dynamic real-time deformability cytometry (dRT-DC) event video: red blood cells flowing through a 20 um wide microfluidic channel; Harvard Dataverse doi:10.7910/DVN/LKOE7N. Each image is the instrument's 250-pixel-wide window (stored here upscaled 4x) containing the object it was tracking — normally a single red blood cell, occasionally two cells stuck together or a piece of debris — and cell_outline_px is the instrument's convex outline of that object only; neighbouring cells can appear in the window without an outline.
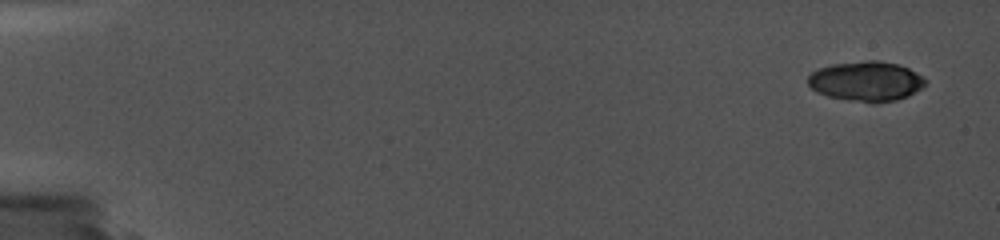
{"species": "common noctule bat (a hibernating species)", "species_latin": "Nyctalus noctula", "temperature_condition": "cold", "stored_images_in_passage": 5, "camera_frame_rate_fps": 5000, "um_per_image_px": 0.085, "animal": {"sex": "female", "body_mass_g": 19.0, "forearm_length_mm": 56.7}, "frame": {"image": 1, "passage_image": 1, "time_ms": 0.0, "image_size_px": [1000, 240], "cell_outline_px": [[928, 80], [920, 88], [908, 96], [896, 100], [848, 100], [828, 96], [816, 92], [808, 84], [808, 76], [812, 72], [820, 68], [832, 64], [864, 60], [880, 60], [900, 64], [924, 76]], "centroid_in_image_um": [73.63, 6.86], "position_along_channel_um": 11.4, "area_um2": 26.88}}
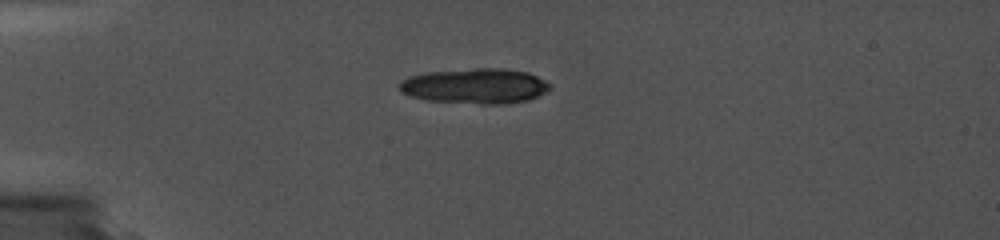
{"frame": {"image": 2, "passage_image": 5, "time_ms": 4.4, "image_size_px": [1000, 240], "cell_outline_px": [[552, 88], [528, 100], [500, 104], [480, 104], [424, 100], [400, 92], [396, 88], [396, 84], [400, 80], [408, 76], [428, 72], [472, 68], [500, 68], [528, 72], [552, 84]], "centroid_in_image_um": [40.32, 7.31], "position_along_channel_um": 44.7, "area_um2": 31.21}}